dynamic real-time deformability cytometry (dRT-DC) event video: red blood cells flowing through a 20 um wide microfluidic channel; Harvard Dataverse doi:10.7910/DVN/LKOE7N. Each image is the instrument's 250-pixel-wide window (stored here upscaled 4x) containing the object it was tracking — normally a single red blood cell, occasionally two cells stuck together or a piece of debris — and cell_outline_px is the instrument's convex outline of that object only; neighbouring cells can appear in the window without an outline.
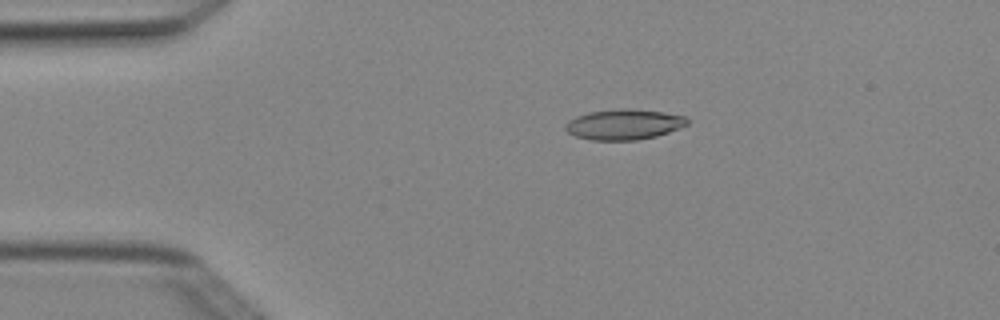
{"species": "Egyptian fruit bat (a non-hibernating species)", "species_latin": "Rousettus aegyptiacus", "temperature_condition": "cold", "stored_images_in_passage": 3, "camera_frame_rate_fps": 3000, "um_per_image_px": 0.085, "animal": {"sex": "female"}, "frame": {"image": 1, "passage_image": 2, "time_ms": 0.333, "image_size_px": [1000, 320], "cell_outline_px": [[688, 124], [668, 132], [656, 136], [636, 140], [592, 140], [576, 136], [568, 132], [564, 128], [564, 124], [568, 120], [576, 116], [588, 112], [620, 108], [628, 108], [664, 112], [684, 116], [688, 120]], "centroid_in_image_um": [53.0, 10.57], "position_along_channel_um": 32.0, "area_um2": 21.62}}